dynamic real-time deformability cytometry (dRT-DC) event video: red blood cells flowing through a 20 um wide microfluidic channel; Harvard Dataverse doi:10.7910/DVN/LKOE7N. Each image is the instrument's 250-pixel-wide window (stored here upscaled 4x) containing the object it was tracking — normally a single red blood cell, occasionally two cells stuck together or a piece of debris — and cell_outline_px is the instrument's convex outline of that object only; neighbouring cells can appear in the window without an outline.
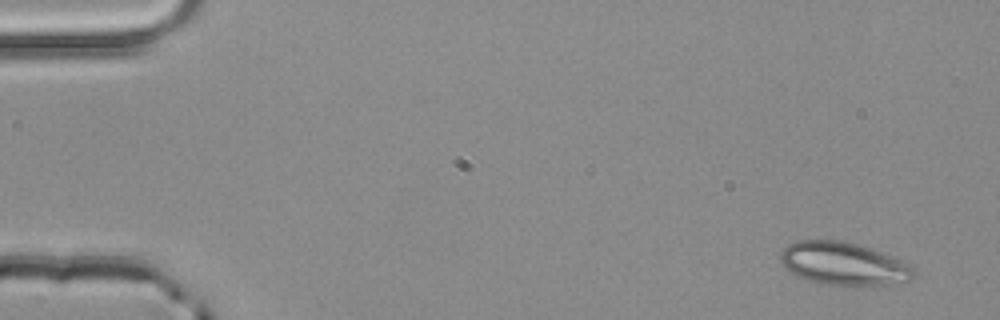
{"species": "common noctule bat (a hibernating species)", "species_latin": "Nyctalus noctula", "temperature_condition": "room temperature", "stored_images_in_passage": 4, "segment_of_instrument_passage": [2, 2], "camera_frame_rate_fps": 3000, "um_per_image_px": 0.085, "animal": {"sex": "male", "body_mass_g": 20.4}, "frame": {"image": 1, "passage_image": 4, "time_ms": 1.0, "image_size_px": [1000, 320], "cell_outline_px": [[916, 272], [908, 280], [900, 284], [820, 284], [796, 276], [780, 260], [780, 252], [788, 244], [796, 240], [836, 240], [856, 244], [880, 252], [900, 260], [912, 268]], "centroid_in_image_um": [71.65, 22.4], "position_along_channel_um": 13.3, "area_um2": 32.6}}